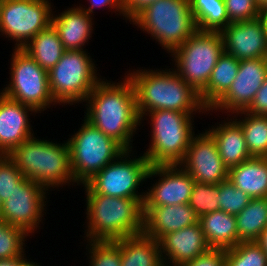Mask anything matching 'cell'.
<instances>
[{
  "label": "cell",
  "mask_w": 267,
  "mask_h": 266,
  "mask_svg": "<svg viewBox=\"0 0 267 266\" xmlns=\"http://www.w3.org/2000/svg\"><path fill=\"white\" fill-rule=\"evenodd\" d=\"M121 83L101 80L86 98L85 118L93 126L131 151L133 132L140 125L133 83L125 76Z\"/></svg>",
  "instance_id": "cell-1"
},
{
  "label": "cell",
  "mask_w": 267,
  "mask_h": 266,
  "mask_svg": "<svg viewBox=\"0 0 267 266\" xmlns=\"http://www.w3.org/2000/svg\"><path fill=\"white\" fill-rule=\"evenodd\" d=\"M137 70L130 73L135 90L138 114L143 120L146 112L172 110L192 113L209 111L202 103L200 94L188 85L176 71Z\"/></svg>",
  "instance_id": "cell-2"
},
{
  "label": "cell",
  "mask_w": 267,
  "mask_h": 266,
  "mask_svg": "<svg viewBox=\"0 0 267 266\" xmlns=\"http://www.w3.org/2000/svg\"><path fill=\"white\" fill-rule=\"evenodd\" d=\"M86 195L88 241H114L143 233L144 199Z\"/></svg>",
  "instance_id": "cell-3"
},
{
  "label": "cell",
  "mask_w": 267,
  "mask_h": 266,
  "mask_svg": "<svg viewBox=\"0 0 267 266\" xmlns=\"http://www.w3.org/2000/svg\"><path fill=\"white\" fill-rule=\"evenodd\" d=\"M8 157L25 178L36 181L47 190L71 181L75 183L68 142L59 145L32 136L17 146Z\"/></svg>",
  "instance_id": "cell-4"
},
{
  "label": "cell",
  "mask_w": 267,
  "mask_h": 266,
  "mask_svg": "<svg viewBox=\"0 0 267 266\" xmlns=\"http://www.w3.org/2000/svg\"><path fill=\"white\" fill-rule=\"evenodd\" d=\"M172 53L197 27L189 0H157L143 8L132 20Z\"/></svg>",
  "instance_id": "cell-5"
},
{
  "label": "cell",
  "mask_w": 267,
  "mask_h": 266,
  "mask_svg": "<svg viewBox=\"0 0 267 266\" xmlns=\"http://www.w3.org/2000/svg\"><path fill=\"white\" fill-rule=\"evenodd\" d=\"M152 121V140L143 155L150 166L179 165L185 158L193 133L191 114L172 110L147 112Z\"/></svg>",
  "instance_id": "cell-6"
},
{
  "label": "cell",
  "mask_w": 267,
  "mask_h": 266,
  "mask_svg": "<svg viewBox=\"0 0 267 266\" xmlns=\"http://www.w3.org/2000/svg\"><path fill=\"white\" fill-rule=\"evenodd\" d=\"M67 142L73 178L75 183L83 185L126 151L120 143L86 119Z\"/></svg>",
  "instance_id": "cell-7"
},
{
  "label": "cell",
  "mask_w": 267,
  "mask_h": 266,
  "mask_svg": "<svg viewBox=\"0 0 267 266\" xmlns=\"http://www.w3.org/2000/svg\"><path fill=\"white\" fill-rule=\"evenodd\" d=\"M172 53L177 65L176 73L200 93L207 86L212 70L224 53L222 34L196 30Z\"/></svg>",
  "instance_id": "cell-8"
},
{
  "label": "cell",
  "mask_w": 267,
  "mask_h": 266,
  "mask_svg": "<svg viewBox=\"0 0 267 266\" xmlns=\"http://www.w3.org/2000/svg\"><path fill=\"white\" fill-rule=\"evenodd\" d=\"M83 50H65L59 62L48 71L49 88L56 104L85 102L101 81L95 65Z\"/></svg>",
  "instance_id": "cell-9"
},
{
  "label": "cell",
  "mask_w": 267,
  "mask_h": 266,
  "mask_svg": "<svg viewBox=\"0 0 267 266\" xmlns=\"http://www.w3.org/2000/svg\"><path fill=\"white\" fill-rule=\"evenodd\" d=\"M11 62V81L2 93L36 112L44 111L55 100L49 88L48 71L43 69L22 49H14Z\"/></svg>",
  "instance_id": "cell-10"
},
{
  "label": "cell",
  "mask_w": 267,
  "mask_h": 266,
  "mask_svg": "<svg viewBox=\"0 0 267 266\" xmlns=\"http://www.w3.org/2000/svg\"><path fill=\"white\" fill-rule=\"evenodd\" d=\"M130 153V150L123 152L117 161L114 160L106 165L84 184L86 193L115 198L144 199L145 195H138L136 190L140 183L147 179L150 164L144 155L127 159Z\"/></svg>",
  "instance_id": "cell-11"
},
{
  "label": "cell",
  "mask_w": 267,
  "mask_h": 266,
  "mask_svg": "<svg viewBox=\"0 0 267 266\" xmlns=\"http://www.w3.org/2000/svg\"><path fill=\"white\" fill-rule=\"evenodd\" d=\"M49 4L48 0H0V32L15 40L16 49L23 48L52 24Z\"/></svg>",
  "instance_id": "cell-12"
},
{
  "label": "cell",
  "mask_w": 267,
  "mask_h": 266,
  "mask_svg": "<svg viewBox=\"0 0 267 266\" xmlns=\"http://www.w3.org/2000/svg\"><path fill=\"white\" fill-rule=\"evenodd\" d=\"M45 191L47 189L36 181L24 178L2 203L0 219L23 229L27 234L34 232L43 217Z\"/></svg>",
  "instance_id": "cell-13"
},
{
  "label": "cell",
  "mask_w": 267,
  "mask_h": 266,
  "mask_svg": "<svg viewBox=\"0 0 267 266\" xmlns=\"http://www.w3.org/2000/svg\"><path fill=\"white\" fill-rule=\"evenodd\" d=\"M267 78V58L243 60L229 89L208 109L245 111Z\"/></svg>",
  "instance_id": "cell-14"
},
{
  "label": "cell",
  "mask_w": 267,
  "mask_h": 266,
  "mask_svg": "<svg viewBox=\"0 0 267 266\" xmlns=\"http://www.w3.org/2000/svg\"><path fill=\"white\" fill-rule=\"evenodd\" d=\"M194 181L219 184L228 179L229 169L223 163L213 137L206 131L192 137L184 160L179 164Z\"/></svg>",
  "instance_id": "cell-15"
},
{
  "label": "cell",
  "mask_w": 267,
  "mask_h": 266,
  "mask_svg": "<svg viewBox=\"0 0 267 266\" xmlns=\"http://www.w3.org/2000/svg\"><path fill=\"white\" fill-rule=\"evenodd\" d=\"M179 165L150 166L147 177L160 176L161 180L144 193L143 206H166L189 203L194 179Z\"/></svg>",
  "instance_id": "cell-16"
},
{
  "label": "cell",
  "mask_w": 267,
  "mask_h": 266,
  "mask_svg": "<svg viewBox=\"0 0 267 266\" xmlns=\"http://www.w3.org/2000/svg\"><path fill=\"white\" fill-rule=\"evenodd\" d=\"M220 33L224 52L239 61L267 58V31L260 17L231 22Z\"/></svg>",
  "instance_id": "cell-17"
},
{
  "label": "cell",
  "mask_w": 267,
  "mask_h": 266,
  "mask_svg": "<svg viewBox=\"0 0 267 266\" xmlns=\"http://www.w3.org/2000/svg\"><path fill=\"white\" fill-rule=\"evenodd\" d=\"M36 111L0 93V155H9L33 136L27 112Z\"/></svg>",
  "instance_id": "cell-18"
},
{
  "label": "cell",
  "mask_w": 267,
  "mask_h": 266,
  "mask_svg": "<svg viewBox=\"0 0 267 266\" xmlns=\"http://www.w3.org/2000/svg\"><path fill=\"white\" fill-rule=\"evenodd\" d=\"M158 242L164 266L168 262L166 257L173 266H180L187 261L194 260L211 248L205 240L199 223L167 233ZM169 263L167 266H170Z\"/></svg>",
  "instance_id": "cell-19"
},
{
  "label": "cell",
  "mask_w": 267,
  "mask_h": 266,
  "mask_svg": "<svg viewBox=\"0 0 267 266\" xmlns=\"http://www.w3.org/2000/svg\"><path fill=\"white\" fill-rule=\"evenodd\" d=\"M143 233L159 241L164 235L198 223L199 217L186 204L143 206Z\"/></svg>",
  "instance_id": "cell-20"
},
{
  "label": "cell",
  "mask_w": 267,
  "mask_h": 266,
  "mask_svg": "<svg viewBox=\"0 0 267 266\" xmlns=\"http://www.w3.org/2000/svg\"><path fill=\"white\" fill-rule=\"evenodd\" d=\"M83 9L69 8L59 16L52 15V25L58 32L64 50H83L92 33V17Z\"/></svg>",
  "instance_id": "cell-21"
},
{
  "label": "cell",
  "mask_w": 267,
  "mask_h": 266,
  "mask_svg": "<svg viewBox=\"0 0 267 266\" xmlns=\"http://www.w3.org/2000/svg\"><path fill=\"white\" fill-rule=\"evenodd\" d=\"M207 132L215 140L220 157L228 169L251 158L237 119H233L232 122L227 121L211 130L209 128Z\"/></svg>",
  "instance_id": "cell-22"
},
{
  "label": "cell",
  "mask_w": 267,
  "mask_h": 266,
  "mask_svg": "<svg viewBox=\"0 0 267 266\" xmlns=\"http://www.w3.org/2000/svg\"><path fill=\"white\" fill-rule=\"evenodd\" d=\"M228 180L251 199L267 197V157H251L229 168Z\"/></svg>",
  "instance_id": "cell-23"
},
{
  "label": "cell",
  "mask_w": 267,
  "mask_h": 266,
  "mask_svg": "<svg viewBox=\"0 0 267 266\" xmlns=\"http://www.w3.org/2000/svg\"><path fill=\"white\" fill-rule=\"evenodd\" d=\"M121 266H164L159 242L144 233L119 239Z\"/></svg>",
  "instance_id": "cell-24"
},
{
  "label": "cell",
  "mask_w": 267,
  "mask_h": 266,
  "mask_svg": "<svg viewBox=\"0 0 267 266\" xmlns=\"http://www.w3.org/2000/svg\"><path fill=\"white\" fill-rule=\"evenodd\" d=\"M198 223L211 248L228 249L237 245L235 215L217 210L199 217Z\"/></svg>",
  "instance_id": "cell-25"
},
{
  "label": "cell",
  "mask_w": 267,
  "mask_h": 266,
  "mask_svg": "<svg viewBox=\"0 0 267 266\" xmlns=\"http://www.w3.org/2000/svg\"><path fill=\"white\" fill-rule=\"evenodd\" d=\"M240 61L224 52L212 70L207 86L199 93L209 109L231 86L237 76Z\"/></svg>",
  "instance_id": "cell-26"
},
{
  "label": "cell",
  "mask_w": 267,
  "mask_h": 266,
  "mask_svg": "<svg viewBox=\"0 0 267 266\" xmlns=\"http://www.w3.org/2000/svg\"><path fill=\"white\" fill-rule=\"evenodd\" d=\"M21 49L47 71L59 62L65 51L58 32L52 24L37 33Z\"/></svg>",
  "instance_id": "cell-27"
},
{
  "label": "cell",
  "mask_w": 267,
  "mask_h": 266,
  "mask_svg": "<svg viewBox=\"0 0 267 266\" xmlns=\"http://www.w3.org/2000/svg\"><path fill=\"white\" fill-rule=\"evenodd\" d=\"M267 227V197L251 199L236 215L237 244L257 241Z\"/></svg>",
  "instance_id": "cell-28"
},
{
  "label": "cell",
  "mask_w": 267,
  "mask_h": 266,
  "mask_svg": "<svg viewBox=\"0 0 267 266\" xmlns=\"http://www.w3.org/2000/svg\"><path fill=\"white\" fill-rule=\"evenodd\" d=\"M199 31L221 32L229 23L224 0H189Z\"/></svg>",
  "instance_id": "cell-29"
},
{
  "label": "cell",
  "mask_w": 267,
  "mask_h": 266,
  "mask_svg": "<svg viewBox=\"0 0 267 266\" xmlns=\"http://www.w3.org/2000/svg\"><path fill=\"white\" fill-rule=\"evenodd\" d=\"M246 117L237 121L242 128L246 146L251 157H267V116L236 112Z\"/></svg>",
  "instance_id": "cell-30"
},
{
  "label": "cell",
  "mask_w": 267,
  "mask_h": 266,
  "mask_svg": "<svg viewBox=\"0 0 267 266\" xmlns=\"http://www.w3.org/2000/svg\"><path fill=\"white\" fill-rule=\"evenodd\" d=\"M225 266H267V255L256 242H239L226 249Z\"/></svg>",
  "instance_id": "cell-31"
},
{
  "label": "cell",
  "mask_w": 267,
  "mask_h": 266,
  "mask_svg": "<svg viewBox=\"0 0 267 266\" xmlns=\"http://www.w3.org/2000/svg\"><path fill=\"white\" fill-rule=\"evenodd\" d=\"M188 204L198 217L219 210V184L194 181Z\"/></svg>",
  "instance_id": "cell-32"
},
{
  "label": "cell",
  "mask_w": 267,
  "mask_h": 266,
  "mask_svg": "<svg viewBox=\"0 0 267 266\" xmlns=\"http://www.w3.org/2000/svg\"><path fill=\"white\" fill-rule=\"evenodd\" d=\"M28 235L23 229L0 219V259L25 255L23 245H25V237Z\"/></svg>",
  "instance_id": "cell-33"
},
{
  "label": "cell",
  "mask_w": 267,
  "mask_h": 266,
  "mask_svg": "<svg viewBox=\"0 0 267 266\" xmlns=\"http://www.w3.org/2000/svg\"><path fill=\"white\" fill-rule=\"evenodd\" d=\"M251 198L228 179L219 183V210L231 215H238L250 202Z\"/></svg>",
  "instance_id": "cell-34"
},
{
  "label": "cell",
  "mask_w": 267,
  "mask_h": 266,
  "mask_svg": "<svg viewBox=\"0 0 267 266\" xmlns=\"http://www.w3.org/2000/svg\"><path fill=\"white\" fill-rule=\"evenodd\" d=\"M90 266H121L119 239L114 241H90Z\"/></svg>",
  "instance_id": "cell-35"
},
{
  "label": "cell",
  "mask_w": 267,
  "mask_h": 266,
  "mask_svg": "<svg viewBox=\"0 0 267 266\" xmlns=\"http://www.w3.org/2000/svg\"><path fill=\"white\" fill-rule=\"evenodd\" d=\"M24 178L8 155H0V200L2 203L10 197Z\"/></svg>",
  "instance_id": "cell-36"
},
{
  "label": "cell",
  "mask_w": 267,
  "mask_h": 266,
  "mask_svg": "<svg viewBox=\"0 0 267 266\" xmlns=\"http://www.w3.org/2000/svg\"><path fill=\"white\" fill-rule=\"evenodd\" d=\"M224 2L230 22H241L260 16L256 0H224Z\"/></svg>",
  "instance_id": "cell-37"
},
{
  "label": "cell",
  "mask_w": 267,
  "mask_h": 266,
  "mask_svg": "<svg viewBox=\"0 0 267 266\" xmlns=\"http://www.w3.org/2000/svg\"><path fill=\"white\" fill-rule=\"evenodd\" d=\"M226 249L210 248L207 252L180 266H225Z\"/></svg>",
  "instance_id": "cell-38"
},
{
  "label": "cell",
  "mask_w": 267,
  "mask_h": 266,
  "mask_svg": "<svg viewBox=\"0 0 267 266\" xmlns=\"http://www.w3.org/2000/svg\"><path fill=\"white\" fill-rule=\"evenodd\" d=\"M245 112L253 115L267 116V78L255 94L250 106Z\"/></svg>",
  "instance_id": "cell-39"
},
{
  "label": "cell",
  "mask_w": 267,
  "mask_h": 266,
  "mask_svg": "<svg viewBox=\"0 0 267 266\" xmlns=\"http://www.w3.org/2000/svg\"><path fill=\"white\" fill-rule=\"evenodd\" d=\"M157 0H124L122 8L124 17L131 21L143 8Z\"/></svg>",
  "instance_id": "cell-40"
},
{
  "label": "cell",
  "mask_w": 267,
  "mask_h": 266,
  "mask_svg": "<svg viewBox=\"0 0 267 266\" xmlns=\"http://www.w3.org/2000/svg\"><path fill=\"white\" fill-rule=\"evenodd\" d=\"M91 2V6L88 9H84L83 7L79 6L81 9H83L88 15L91 16V13H93V9L96 7H104L108 6L112 9H116V11H119L120 14L124 16L123 8H122V2L120 0H88Z\"/></svg>",
  "instance_id": "cell-41"
},
{
  "label": "cell",
  "mask_w": 267,
  "mask_h": 266,
  "mask_svg": "<svg viewBox=\"0 0 267 266\" xmlns=\"http://www.w3.org/2000/svg\"><path fill=\"white\" fill-rule=\"evenodd\" d=\"M24 258L22 257H15V258H8V259H0V266H17V264Z\"/></svg>",
  "instance_id": "cell-42"
},
{
  "label": "cell",
  "mask_w": 267,
  "mask_h": 266,
  "mask_svg": "<svg viewBox=\"0 0 267 266\" xmlns=\"http://www.w3.org/2000/svg\"><path fill=\"white\" fill-rule=\"evenodd\" d=\"M267 255V227L264 229L258 240L256 241Z\"/></svg>",
  "instance_id": "cell-43"
},
{
  "label": "cell",
  "mask_w": 267,
  "mask_h": 266,
  "mask_svg": "<svg viewBox=\"0 0 267 266\" xmlns=\"http://www.w3.org/2000/svg\"><path fill=\"white\" fill-rule=\"evenodd\" d=\"M264 24V28L267 31V8L260 10L259 16Z\"/></svg>",
  "instance_id": "cell-44"
},
{
  "label": "cell",
  "mask_w": 267,
  "mask_h": 266,
  "mask_svg": "<svg viewBox=\"0 0 267 266\" xmlns=\"http://www.w3.org/2000/svg\"><path fill=\"white\" fill-rule=\"evenodd\" d=\"M17 266H39L37 265L35 262H30V261H27L26 258H23L18 264Z\"/></svg>",
  "instance_id": "cell-45"
},
{
  "label": "cell",
  "mask_w": 267,
  "mask_h": 266,
  "mask_svg": "<svg viewBox=\"0 0 267 266\" xmlns=\"http://www.w3.org/2000/svg\"><path fill=\"white\" fill-rule=\"evenodd\" d=\"M256 2L260 10L267 8V0H256Z\"/></svg>",
  "instance_id": "cell-46"
},
{
  "label": "cell",
  "mask_w": 267,
  "mask_h": 266,
  "mask_svg": "<svg viewBox=\"0 0 267 266\" xmlns=\"http://www.w3.org/2000/svg\"><path fill=\"white\" fill-rule=\"evenodd\" d=\"M1 212H2V201L0 200V215H1Z\"/></svg>",
  "instance_id": "cell-47"
}]
</instances>
